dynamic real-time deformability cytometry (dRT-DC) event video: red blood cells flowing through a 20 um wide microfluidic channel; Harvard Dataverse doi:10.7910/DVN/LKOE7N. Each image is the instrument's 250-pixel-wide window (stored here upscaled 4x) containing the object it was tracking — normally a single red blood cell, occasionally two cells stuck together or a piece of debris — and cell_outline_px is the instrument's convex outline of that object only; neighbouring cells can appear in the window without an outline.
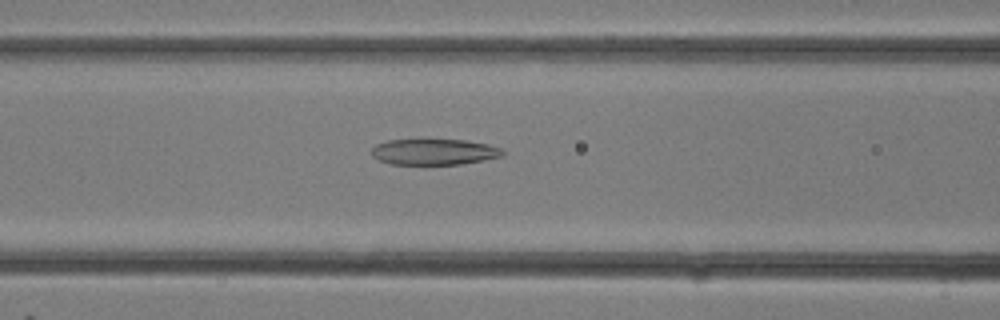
{"species": "common noctule bat (a hibernating species)", "species_latin": "Nyctalus noctula", "temperature_condition": "room temperature", "stored_images_in_passage": 16, "camera_frame_rate_fps": 3000, "um_per_image_px": 0.085, "animal": {"sex": "female"}, "frame": {"image": 1, "passage_image": 12, "time_ms": 3.667, "image_size_px": [1000, 320], "cell_outline_px": [[504, 156], [484, 160], [460, 164], [392, 164], [380, 160], [372, 156], [372, 148], [376, 144], [388, 140], [420, 136], [424, 136], [464, 140], [488, 144], [500, 148], [504, 152]], "centroid_in_image_um": [36.87, 12.85], "position_along_channel_um": 129.7, "area_um2": 20.81}}
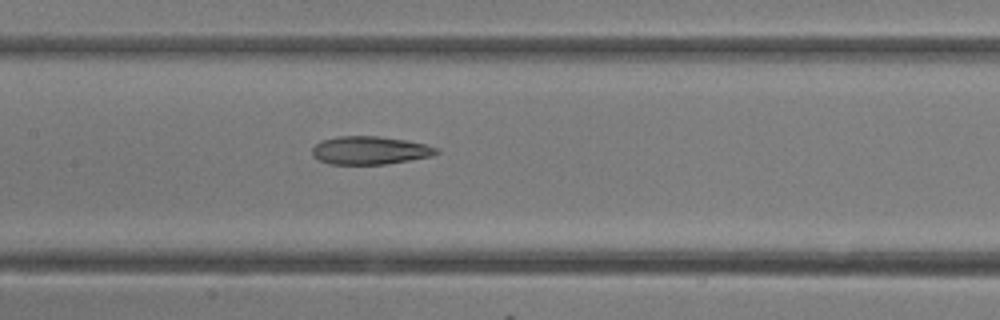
{"frame": {"image": 2, "passage_image": 14, "time_ms": 4.333, "image_size_px": [1000, 320], "cell_outline_px": [[440, 152], [432, 156], [384, 164], [328, 164], [312, 156], [312, 148], [316, 144], [324, 140], [336, 136], [380, 136], [404, 140], [424, 144], [440, 148]], "centroid_in_image_um": [31.44, 12.78], "position_along_channel_um": 176.0, "area_um2": 20.29}}
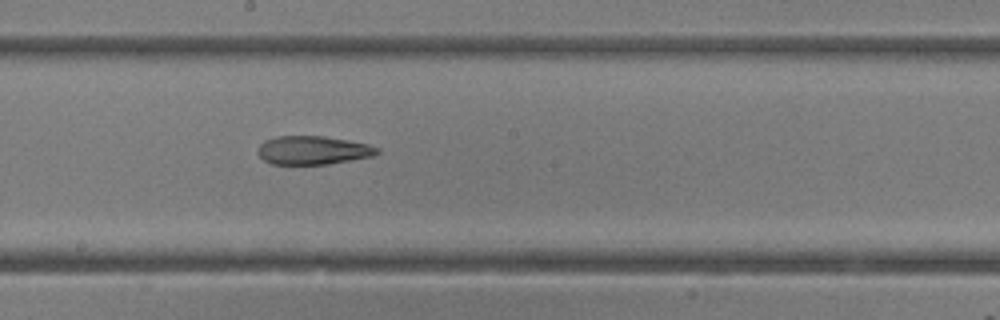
{"frame": {"image": 3, "passage_image": 16, "time_ms": 5.0, "image_size_px": [1000, 320], "cell_outline_px": [[380, 152], [372, 156], [328, 164], [272, 164], [264, 160], [256, 152], [256, 148], [264, 140], [276, 136], [324, 136], [348, 140], [368, 144], [380, 148]], "centroid_in_image_um": [26.57, 12.76], "position_along_channel_um": 221.6, "area_um2": 19.94}}